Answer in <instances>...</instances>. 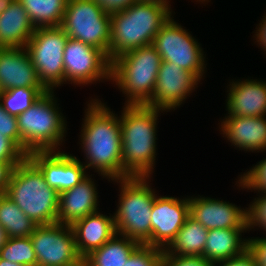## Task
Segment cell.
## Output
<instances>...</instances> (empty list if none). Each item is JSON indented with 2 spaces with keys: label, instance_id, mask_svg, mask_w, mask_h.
I'll list each match as a JSON object with an SVG mask.
<instances>
[{
  "label": "cell",
  "instance_id": "cell-1",
  "mask_svg": "<svg viewBox=\"0 0 266 266\" xmlns=\"http://www.w3.org/2000/svg\"><path fill=\"white\" fill-rule=\"evenodd\" d=\"M89 101L86 102L88 104L79 132V148L85 157L83 165L87 170L92 168L109 182L129 178L122 169L120 115L113 113L98 97H91Z\"/></svg>",
  "mask_w": 266,
  "mask_h": 266
},
{
  "label": "cell",
  "instance_id": "cell-2",
  "mask_svg": "<svg viewBox=\"0 0 266 266\" xmlns=\"http://www.w3.org/2000/svg\"><path fill=\"white\" fill-rule=\"evenodd\" d=\"M122 109V169L130 177H152L157 156V120L167 111L146 105H124Z\"/></svg>",
  "mask_w": 266,
  "mask_h": 266
},
{
  "label": "cell",
  "instance_id": "cell-3",
  "mask_svg": "<svg viewBox=\"0 0 266 266\" xmlns=\"http://www.w3.org/2000/svg\"><path fill=\"white\" fill-rule=\"evenodd\" d=\"M172 15L169 6L138 0L125 10L111 13L109 61L152 44L155 35Z\"/></svg>",
  "mask_w": 266,
  "mask_h": 266
},
{
  "label": "cell",
  "instance_id": "cell-4",
  "mask_svg": "<svg viewBox=\"0 0 266 266\" xmlns=\"http://www.w3.org/2000/svg\"><path fill=\"white\" fill-rule=\"evenodd\" d=\"M54 94L45 92L17 116L20 149L26 155L33 151H61L60 146L66 141L67 120Z\"/></svg>",
  "mask_w": 266,
  "mask_h": 266
},
{
  "label": "cell",
  "instance_id": "cell-5",
  "mask_svg": "<svg viewBox=\"0 0 266 266\" xmlns=\"http://www.w3.org/2000/svg\"><path fill=\"white\" fill-rule=\"evenodd\" d=\"M5 195L36 225L57 223L59 193L28 158L13 168Z\"/></svg>",
  "mask_w": 266,
  "mask_h": 266
},
{
  "label": "cell",
  "instance_id": "cell-6",
  "mask_svg": "<svg viewBox=\"0 0 266 266\" xmlns=\"http://www.w3.org/2000/svg\"><path fill=\"white\" fill-rule=\"evenodd\" d=\"M151 177H129L110 180L119 186L118 205L114 215L116 234L151 246V210L155 197Z\"/></svg>",
  "mask_w": 266,
  "mask_h": 266
},
{
  "label": "cell",
  "instance_id": "cell-7",
  "mask_svg": "<svg viewBox=\"0 0 266 266\" xmlns=\"http://www.w3.org/2000/svg\"><path fill=\"white\" fill-rule=\"evenodd\" d=\"M161 62L152 44L128 51L111 62V82L125 95V105H146L151 100Z\"/></svg>",
  "mask_w": 266,
  "mask_h": 266
},
{
  "label": "cell",
  "instance_id": "cell-8",
  "mask_svg": "<svg viewBox=\"0 0 266 266\" xmlns=\"http://www.w3.org/2000/svg\"><path fill=\"white\" fill-rule=\"evenodd\" d=\"M110 15L95 0H68L60 27L69 38L102 50L109 59Z\"/></svg>",
  "mask_w": 266,
  "mask_h": 266
},
{
  "label": "cell",
  "instance_id": "cell-9",
  "mask_svg": "<svg viewBox=\"0 0 266 266\" xmlns=\"http://www.w3.org/2000/svg\"><path fill=\"white\" fill-rule=\"evenodd\" d=\"M173 18L172 15L160 28L152 45L162 61L172 62L193 73L200 81L204 80L206 54L198 40Z\"/></svg>",
  "mask_w": 266,
  "mask_h": 266
},
{
  "label": "cell",
  "instance_id": "cell-10",
  "mask_svg": "<svg viewBox=\"0 0 266 266\" xmlns=\"http://www.w3.org/2000/svg\"><path fill=\"white\" fill-rule=\"evenodd\" d=\"M67 39L68 35L60 26L39 27L26 44L38 76L49 91L64 84L63 57Z\"/></svg>",
  "mask_w": 266,
  "mask_h": 266
},
{
  "label": "cell",
  "instance_id": "cell-11",
  "mask_svg": "<svg viewBox=\"0 0 266 266\" xmlns=\"http://www.w3.org/2000/svg\"><path fill=\"white\" fill-rule=\"evenodd\" d=\"M63 63L64 84L84 87L100 81H111V62L107 55L81 41L68 37Z\"/></svg>",
  "mask_w": 266,
  "mask_h": 266
},
{
  "label": "cell",
  "instance_id": "cell-12",
  "mask_svg": "<svg viewBox=\"0 0 266 266\" xmlns=\"http://www.w3.org/2000/svg\"><path fill=\"white\" fill-rule=\"evenodd\" d=\"M30 238L37 266H67L81 258L69 225H37Z\"/></svg>",
  "mask_w": 266,
  "mask_h": 266
},
{
  "label": "cell",
  "instance_id": "cell-13",
  "mask_svg": "<svg viewBox=\"0 0 266 266\" xmlns=\"http://www.w3.org/2000/svg\"><path fill=\"white\" fill-rule=\"evenodd\" d=\"M201 81L180 66L162 61L151 100L146 104L170 112L179 108L190 97Z\"/></svg>",
  "mask_w": 266,
  "mask_h": 266
},
{
  "label": "cell",
  "instance_id": "cell-14",
  "mask_svg": "<svg viewBox=\"0 0 266 266\" xmlns=\"http://www.w3.org/2000/svg\"><path fill=\"white\" fill-rule=\"evenodd\" d=\"M27 158L59 194L78 185L89 174L76 156L65 151H33Z\"/></svg>",
  "mask_w": 266,
  "mask_h": 266
},
{
  "label": "cell",
  "instance_id": "cell-15",
  "mask_svg": "<svg viewBox=\"0 0 266 266\" xmlns=\"http://www.w3.org/2000/svg\"><path fill=\"white\" fill-rule=\"evenodd\" d=\"M190 216L189 196L155 197L151 210V246L166 249Z\"/></svg>",
  "mask_w": 266,
  "mask_h": 266
},
{
  "label": "cell",
  "instance_id": "cell-16",
  "mask_svg": "<svg viewBox=\"0 0 266 266\" xmlns=\"http://www.w3.org/2000/svg\"><path fill=\"white\" fill-rule=\"evenodd\" d=\"M190 217L206 229H248L247 207L205 196H189Z\"/></svg>",
  "mask_w": 266,
  "mask_h": 266
},
{
  "label": "cell",
  "instance_id": "cell-17",
  "mask_svg": "<svg viewBox=\"0 0 266 266\" xmlns=\"http://www.w3.org/2000/svg\"><path fill=\"white\" fill-rule=\"evenodd\" d=\"M16 87L42 88V84L25 47L0 48V91Z\"/></svg>",
  "mask_w": 266,
  "mask_h": 266
},
{
  "label": "cell",
  "instance_id": "cell-18",
  "mask_svg": "<svg viewBox=\"0 0 266 266\" xmlns=\"http://www.w3.org/2000/svg\"><path fill=\"white\" fill-rule=\"evenodd\" d=\"M229 86V87H228ZM225 116H266V81L258 79L230 80Z\"/></svg>",
  "mask_w": 266,
  "mask_h": 266
},
{
  "label": "cell",
  "instance_id": "cell-19",
  "mask_svg": "<svg viewBox=\"0 0 266 266\" xmlns=\"http://www.w3.org/2000/svg\"><path fill=\"white\" fill-rule=\"evenodd\" d=\"M219 122V131L231 146L239 151H266V116H225Z\"/></svg>",
  "mask_w": 266,
  "mask_h": 266
},
{
  "label": "cell",
  "instance_id": "cell-20",
  "mask_svg": "<svg viewBox=\"0 0 266 266\" xmlns=\"http://www.w3.org/2000/svg\"><path fill=\"white\" fill-rule=\"evenodd\" d=\"M98 190L92 174L75 187L59 194L57 223L71 226L99 210Z\"/></svg>",
  "mask_w": 266,
  "mask_h": 266
},
{
  "label": "cell",
  "instance_id": "cell-21",
  "mask_svg": "<svg viewBox=\"0 0 266 266\" xmlns=\"http://www.w3.org/2000/svg\"><path fill=\"white\" fill-rule=\"evenodd\" d=\"M71 227L78 253L84 258L116 235L114 215H105L100 210L77 220Z\"/></svg>",
  "mask_w": 266,
  "mask_h": 266
},
{
  "label": "cell",
  "instance_id": "cell-22",
  "mask_svg": "<svg viewBox=\"0 0 266 266\" xmlns=\"http://www.w3.org/2000/svg\"><path fill=\"white\" fill-rule=\"evenodd\" d=\"M34 30L27 11L15 0L0 13V48L26 47Z\"/></svg>",
  "mask_w": 266,
  "mask_h": 266
},
{
  "label": "cell",
  "instance_id": "cell-23",
  "mask_svg": "<svg viewBox=\"0 0 266 266\" xmlns=\"http://www.w3.org/2000/svg\"><path fill=\"white\" fill-rule=\"evenodd\" d=\"M247 231L231 228L208 230L203 257L214 264L242 254L248 248V238H242V233Z\"/></svg>",
  "mask_w": 266,
  "mask_h": 266
},
{
  "label": "cell",
  "instance_id": "cell-24",
  "mask_svg": "<svg viewBox=\"0 0 266 266\" xmlns=\"http://www.w3.org/2000/svg\"><path fill=\"white\" fill-rule=\"evenodd\" d=\"M207 236L208 229L189 216L165 250L172 255L203 257Z\"/></svg>",
  "mask_w": 266,
  "mask_h": 266
},
{
  "label": "cell",
  "instance_id": "cell-25",
  "mask_svg": "<svg viewBox=\"0 0 266 266\" xmlns=\"http://www.w3.org/2000/svg\"><path fill=\"white\" fill-rule=\"evenodd\" d=\"M139 245L131 238L116 234L85 258L90 266H123Z\"/></svg>",
  "mask_w": 266,
  "mask_h": 266
},
{
  "label": "cell",
  "instance_id": "cell-26",
  "mask_svg": "<svg viewBox=\"0 0 266 266\" xmlns=\"http://www.w3.org/2000/svg\"><path fill=\"white\" fill-rule=\"evenodd\" d=\"M35 28L62 24L68 0H18Z\"/></svg>",
  "mask_w": 266,
  "mask_h": 266
},
{
  "label": "cell",
  "instance_id": "cell-27",
  "mask_svg": "<svg viewBox=\"0 0 266 266\" xmlns=\"http://www.w3.org/2000/svg\"><path fill=\"white\" fill-rule=\"evenodd\" d=\"M0 225L8 238L31 236L37 226L8 196L0 195Z\"/></svg>",
  "mask_w": 266,
  "mask_h": 266
},
{
  "label": "cell",
  "instance_id": "cell-28",
  "mask_svg": "<svg viewBox=\"0 0 266 266\" xmlns=\"http://www.w3.org/2000/svg\"><path fill=\"white\" fill-rule=\"evenodd\" d=\"M44 93L42 88L16 87L0 91V102L10 115L18 116L31 107Z\"/></svg>",
  "mask_w": 266,
  "mask_h": 266
},
{
  "label": "cell",
  "instance_id": "cell-29",
  "mask_svg": "<svg viewBox=\"0 0 266 266\" xmlns=\"http://www.w3.org/2000/svg\"><path fill=\"white\" fill-rule=\"evenodd\" d=\"M0 258L24 266H37L30 236L8 238L6 244L0 249Z\"/></svg>",
  "mask_w": 266,
  "mask_h": 266
},
{
  "label": "cell",
  "instance_id": "cell-30",
  "mask_svg": "<svg viewBox=\"0 0 266 266\" xmlns=\"http://www.w3.org/2000/svg\"><path fill=\"white\" fill-rule=\"evenodd\" d=\"M240 176V177H239ZM236 186L241 189L254 190L255 192H266V158L253 165L248 171L239 175Z\"/></svg>",
  "mask_w": 266,
  "mask_h": 266
},
{
  "label": "cell",
  "instance_id": "cell-31",
  "mask_svg": "<svg viewBox=\"0 0 266 266\" xmlns=\"http://www.w3.org/2000/svg\"><path fill=\"white\" fill-rule=\"evenodd\" d=\"M163 249L140 244L123 266H162Z\"/></svg>",
  "mask_w": 266,
  "mask_h": 266
},
{
  "label": "cell",
  "instance_id": "cell-32",
  "mask_svg": "<svg viewBox=\"0 0 266 266\" xmlns=\"http://www.w3.org/2000/svg\"><path fill=\"white\" fill-rule=\"evenodd\" d=\"M257 195L259 197H255L247 208V228L249 232L254 227L266 232V192H257Z\"/></svg>",
  "mask_w": 266,
  "mask_h": 266
},
{
  "label": "cell",
  "instance_id": "cell-33",
  "mask_svg": "<svg viewBox=\"0 0 266 266\" xmlns=\"http://www.w3.org/2000/svg\"><path fill=\"white\" fill-rule=\"evenodd\" d=\"M27 158V155L9 138L0 133V161L10 162L14 167Z\"/></svg>",
  "mask_w": 266,
  "mask_h": 266
},
{
  "label": "cell",
  "instance_id": "cell-34",
  "mask_svg": "<svg viewBox=\"0 0 266 266\" xmlns=\"http://www.w3.org/2000/svg\"><path fill=\"white\" fill-rule=\"evenodd\" d=\"M0 133L11 139L20 148V133L18 130L17 116L10 115L4 110L0 102Z\"/></svg>",
  "mask_w": 266,
  "mask_h": 266
},
{
  "label": "cell",
  "instance_id": "cell-35",
  "mask_svg": "<svg viewBox=\"0 0 266 266\" xmlns=\"http://www.w3.org/2000/svg\"><path fill=\"white\" fill-rule=\"evenodd\" d=\"M214 264L202 256H179L163 250V266H213Z\"/></svg>",
  "mask_w": 266,
  "mask_h": 266
},
{
  "label": "cell",
  "instance_id": "cell-36",
  "mask_svg": "<svg viewBox=\"0 0 266 266\" xmlns=\"http://www.w3.org/2000/svg\"><path fill=\"white\" fill-rule=\"evenodd\" d=\"M248 249L254 255L257 266H266V236L248 238Z\"/></svg>",
  "mask_w": 266,
  "mask_h": 266
},
{
  "label": "cell",
  "instance_id": "cell-37",
  "mask_svg": "<svg viewBox=\"0 0 266 266\" xmlns=\"http://www.w3.org/2000/svg\"><path fill=\"white\" fill-rule=\"evenodd\" d=\"M213 266H257V262L254 255L247 248L242 254L216 262Z\"/></svg>",
  "mask_w": 266,
  "mask_h": 266
},
{
  "label": "cell",
  "instance_id": "cell-38",
  "mask_svg": "<svg viewBox=\"0 0 266 266\" xmlns=\"http://www.w3.org/2000/svg\"><path fill=\"white\" fill-rule=\"evenodd\" d=\"M107 13H114L127 9L137 0H95Z\"/></svg>",
  "mask_w": 266,
  "mask_h": 266
},
{
  "label": "cell",
  "instance_id": "cell-39",
  "mask_svg": "<svg viewBox=\"0 0 266 266\" xmlns=\"http://www.w3.org/2000/svg\"><path fill=\"white\" fill-rule=\"evenodd\" d=\"M13 168L10 162L0 161V195L6 193Z\"/></svg>",
  "mask_w": 266,
  "mask_h": 266
},
{
  "label": "cell",
  "instance_id": "cell-40",
  "mask_svg": "<svg viewBox=\"0 0 266 266\" xmlns=\"http://www.w3.org/2000/svg\"><path fill=\"white\" fill-rule=\"evenodd\" d=\"M265 16L259 21L260 23L256 26V32L253 35L255 42L258 44L257 46L262 48L266 54V13Z\"/></svg>",
  "mask_w": 266,
  "mask_h": 266
},
{
  "label": "cell",
  "instance_id": "cell-41",
  "mask_svg": "<svg viewBox=\"0 0 266 266\" xmlns=\"http://www.w3.org/2000/svg\"><path fill=\"white\" fill-rule=\"evenodd\" d=\"M7 239L6 230L0 225V249L6 244Z\"/></svg>",
  "mask_w": 266,
  "mask_h": 266
},
{
  "label": "cell",
  "instance_id": "cell-42",
  "mask_svg": "<svg viewBox=\"0 0 266 266\" xmlns=\"http://www.w3.org/2000/svg\"><path fill=\"white\" fill-rule=\"evenodd\" d=\"M15 0H0V13L5 11Z\"/></svg>",
  "mask_w": 266,
  "mask_h": 266
},
{
  "label": "cell",
  "instance_id": "cell-43",
  "mask_svg": "<svg viewBox=\"0 0 266 266\" xmlns=\"http://www.w3.org/2000/svg\"><path fill=\"white\" fill-rule=\"evenodd\" d=\"M67 266H90L88 260L84 257H81L78 261Z\"/></svg>",
  "mask_w": 266,
  "mask_h": 266
},
{
  "label": "cell",
  "instance_id": "cell-44",
  "mask_svg": "<svg viewBox=\"0 0 266 266\" xmlns=\"http://www.w3.org/2000/svg\"><path fill=\"white\" fill-rule=\"evenodd\" d=\"M0 266H24V265L15 262H10L0 258Z\"/></svg>",
  "mask_w": 266,
  "mask_h": 266
},
{
  "label": "cell",
  "instance_id": "cell-45",
  "mask_svg": "<svg viewBox=\"0 0 266 266\" xmlns=\"http://www.w3.org/2000/svg\"><path fill=\"white\" fill-rule=\"evenodd\" d=\"M138 1H147V2H157L166 6H169L171 8V4L169 0H138Z\"/></svg>",
  "mask_w": 266,
  "mask_h": 266
},
{
  "label": "cell",
  "instance_id": "cell-46",
  "mask_svg": "<svg viewBox=\"0 0 266 266\" xmlns=\"http://www.w3.org/2000/svg\"><path fill=\"white\" fill-rule=\"evenodd\" d=\"M195 2H201V3H205V4H207L208 2H210L209 0H195Z\"/></svg>",
  "mask_w": 266,
  "mask_h": 266
}]
</instances>
